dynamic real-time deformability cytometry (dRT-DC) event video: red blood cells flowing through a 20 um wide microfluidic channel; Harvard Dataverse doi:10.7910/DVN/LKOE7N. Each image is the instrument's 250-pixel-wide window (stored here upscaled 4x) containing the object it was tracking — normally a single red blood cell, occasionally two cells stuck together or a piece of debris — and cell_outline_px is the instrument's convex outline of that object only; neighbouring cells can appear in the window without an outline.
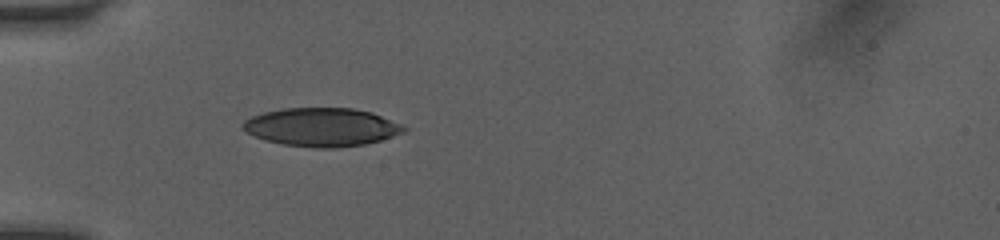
{"species": "human", "species_latin": "Homo sapiens", "temperature_condition": "room temperature", "stored_images_in_passage": 35, "camera_frame_rate_fps": 3000, "um_per_image_px": 0.085, "donor": {"sex": "female"}, "frame": {"image": 1, "passage_image": 1, "time_ms": 0.0, "image_size_px": [1000, 240], "cell_outline_px": [[408, 128], [404, 132], [380, 140], [364, 144], [332, 148], [316, 148], [284, 144], [264, 140], [248, 132], [240, 124], [244, 120], [252, 116], [264, 112], [284, 108], [352, 108], [372, 112], [404, 124]], "centroid_in_image_um": [27.37, 10.79], "position_along_channel_um": 57.6, "area_um2": 36.01}}
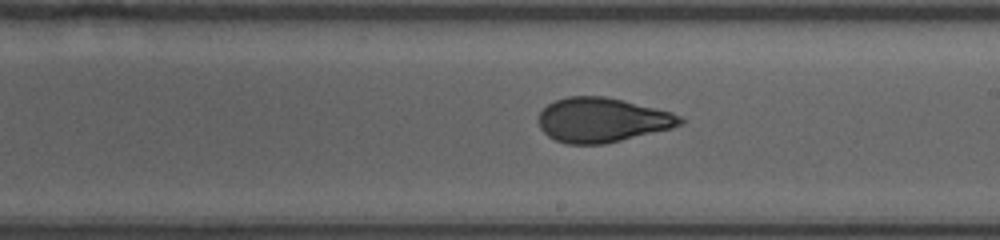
{"frame": {"image": 2, "passage_image": 15, "time_ms": 4.667, "image_size_px": [1000, 240], "cell_outline_px": [[684, 124], [672, 128], [604, 144], [568, 144], [556, 140], [548, 136], [540, 128], [540, 112], [548, 104], [556, 100], [568, 96], [604, 96], [672, 112], [680, 116], [684, 120]], "centroid_in_image_um": [51.2, 10.2], "position_along_channel_um": 237.8, "area_um2": 36.41}}
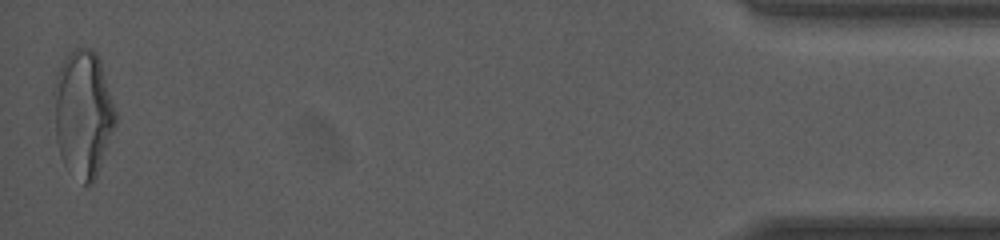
{"frame": {"image": 3, "passage_image": 35, "time_ms": 11.333, "image_size_px": [1000, 240], "cell_outline_px": [[116, 124], [96, 180], [92, 184], [84, 184], [64, 164], [60, 156], [56, 140], [52, 92], [52, 88], [56, 76], [64, 60], [76, 48], [92, 48], [100, 56], [116, 112]], "centroid_in_image_um": [7.07, 9.66], "position_along_channel_um": 428.1, "area_um2": 46.01}, "authors_computed_cell_mechanics": {"area_um2": 37.3388, "velocity_mm_per_s": 4.0802, "shape_relaxation_time_tau1_ms": 4.8883, "shape_relaxation_time_tau2_ms": 1.2101, "deformation_change_tau1": 0.1667, "deformation_change_tau2": 0.0773}}